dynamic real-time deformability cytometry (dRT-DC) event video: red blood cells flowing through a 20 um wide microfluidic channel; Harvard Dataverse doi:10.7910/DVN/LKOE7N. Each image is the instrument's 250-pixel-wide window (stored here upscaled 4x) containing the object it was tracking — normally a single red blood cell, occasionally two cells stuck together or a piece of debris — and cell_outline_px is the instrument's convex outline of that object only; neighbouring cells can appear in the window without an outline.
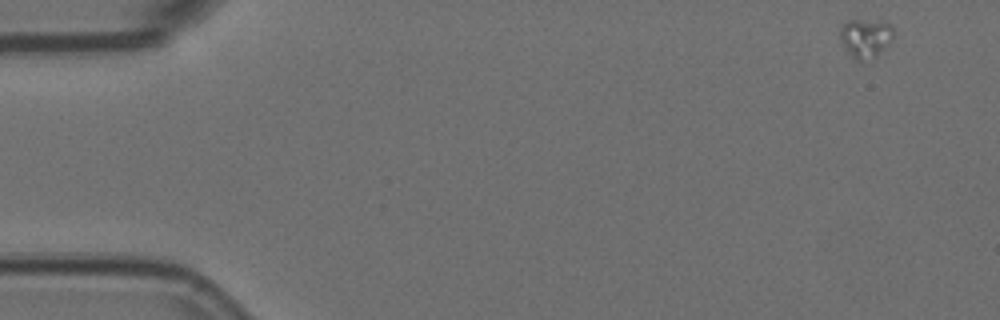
{"species": "Egyptian fruit bat (a non-hibernating species)", "species_latin": "Rousettus aegyptiacus", "temperature_condition": "room temperature", "stored_images_in_passage": 23, "camera_frame_rate_fps": 3000, "um_per_image_px": 0.085, "animal": {"sex": "female"}, "frame": {"image": 1, "passage_image": 1, "time_ms": 0.0, "image_size_px": [1000, 320], "cell_outline_px": [[892, 36], [888, 44], [876, 56], [860, 60], [856, 60], [848, 52], [840, 40], [840, 28], [848, 20], [860, 20], [888, 24], [892, 28]], "centroid_in_image_um": [73.52, 3.24], "position_along_channel_um": 11.5, "area_um2": 11.5}}